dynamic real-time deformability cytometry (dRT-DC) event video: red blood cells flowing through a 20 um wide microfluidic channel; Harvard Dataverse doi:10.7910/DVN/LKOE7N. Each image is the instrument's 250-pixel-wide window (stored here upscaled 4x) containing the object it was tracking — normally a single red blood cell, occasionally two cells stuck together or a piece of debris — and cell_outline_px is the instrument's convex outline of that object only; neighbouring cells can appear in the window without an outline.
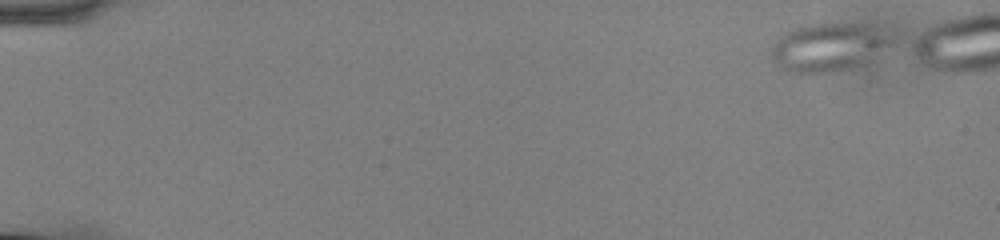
{"species": "common noctule bat (a hibernating species)", "species_latin": "Nyctalus noctula", "temperature_condition": "cold", "stored_images_in_passage": 48, "camera_frame_rate_fps": 3000, "um_per_image_px": 0.085, "animal": {"sex": "male", "body_mass_g": 13.0, "forearm_length_mm": 53.1}, "frame": {"image": 1, "passage_image": 1, "time_ms": 0.0, "image_size_px": [1000, 240], "cell_outline_px": [[896, 40], [892, 44], [868, 60], [852, 68], [836, 72], [788, 72], [780, 68], [772, 60], [772, 48], [776, 40], [780, 36], [804, 24], [840, 20], [864, 24], [896, 36]], "centroid_in_image_um": [70.45, 3.96], "position_along_channel_um": 14.5, "area_um2": 34.39}}
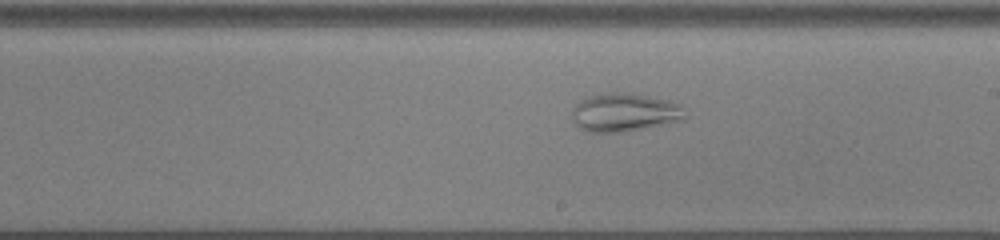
{"frame": {"image": 2, "passage_image": 31, "time_ms": 10.0, "image_size_px": [1000, 240], "cell_outline_px": [[688, 116], [684, 120], [624, 132], [588, 132], [580, 128], [572, 120], [572, 108], [580, 100], [588, 96], [612, 92], [632, 92], [668, 100], [680, 104]], "centroid_in_image_um": [53.1, 9.55], "position_along_channel_um": 235.9, "area_um2": 25.61}}
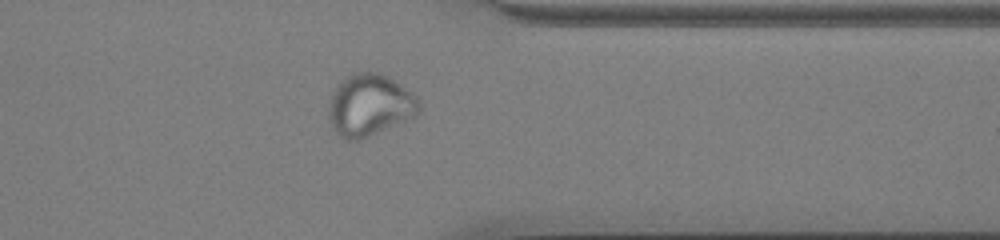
{"frame": {"image": 3, "passage_image": 43, "time_ms": 14.0, "image_size_px": [1000, 240], "cell_outline_px": [[420, 112], [404, 120], [368, 136], [356, 140], [344, 140], [336, 132], [328, 120], [328, 108], [332, 92], [336, 84], [344, 76], [352, 72], [376, 72], [388, 76], [412, 92], [416, 96], [420, 104]], "centroid_in_image_um": [31.37, 8.9], "position_along_channel_um": 380.0, "area_um2": 32.54}}